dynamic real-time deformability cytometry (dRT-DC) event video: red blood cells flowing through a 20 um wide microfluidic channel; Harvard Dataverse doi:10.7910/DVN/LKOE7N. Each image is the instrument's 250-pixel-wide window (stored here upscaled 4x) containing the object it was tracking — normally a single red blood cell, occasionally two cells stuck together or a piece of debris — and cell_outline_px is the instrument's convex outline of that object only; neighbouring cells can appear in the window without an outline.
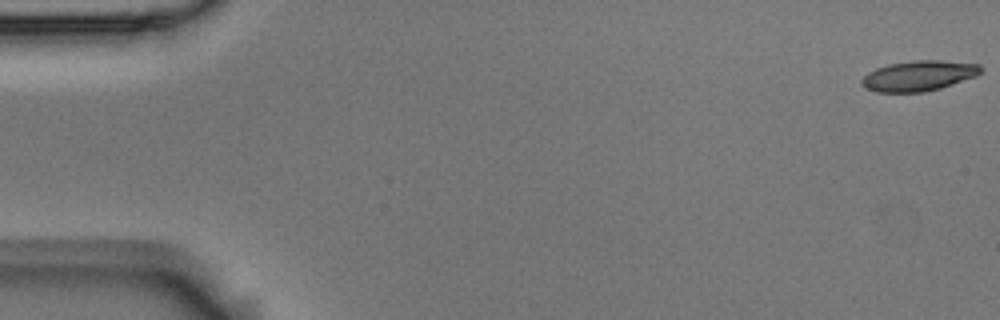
{"species": "Egyptian fruit bat (a non-hibernating species)", "species_latin": "Rousettus aegyptiacus", "temperature_condition": "room temperature", "stored_images_in_passage": 55, "camera_frame_rate_fps": 3000, "um_per_image_px": 0.085, "animal": {"sex": "male"}, "frame": {"image": 1, "passage_image": 1, "time_ms": 0.0, "image_size_px": [1000, 320], "cell_outline_px": [[984, 68], [976, 76], [940, 88], [924, 92], [876, 92], [860, 84], [860, 80], [868, 72], [876, 68], [888, 64], [912, 60], [940, 60], [980, 64]], "centroid_in_image_um": [78.09, 6.43], "position_along_channel_um": 6.9, "area_um2": 21.1}}
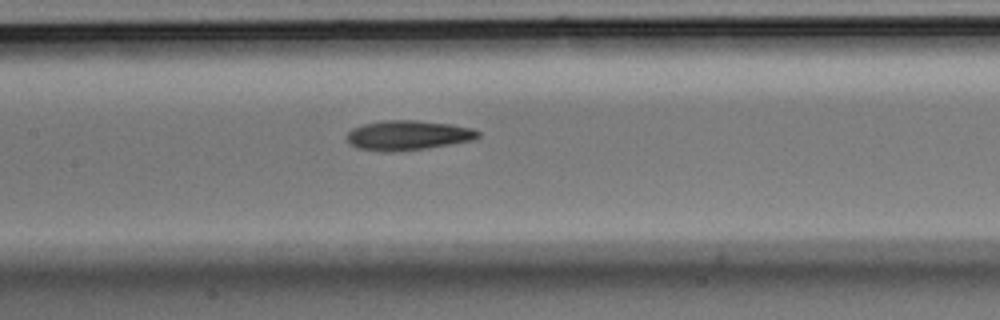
{"frame": {"image": 2, "passage_image": 26, "time_ms": 8.333, "image_size_px": [1000, 320], "cell_outline_px": [[480, 136], [472, 140], [428, 148], [392, 152], [380, 152], [356, 148], [348, 144], [344, 136], [352, 128], [364, 124], [384, 120], [416, 120], [452, 124], [472, 128], [480, 132]], "centroid_in_image_um": [34.61, 11.51], "position_along_channel_um": 172.8, "area_um2": 23.06}}
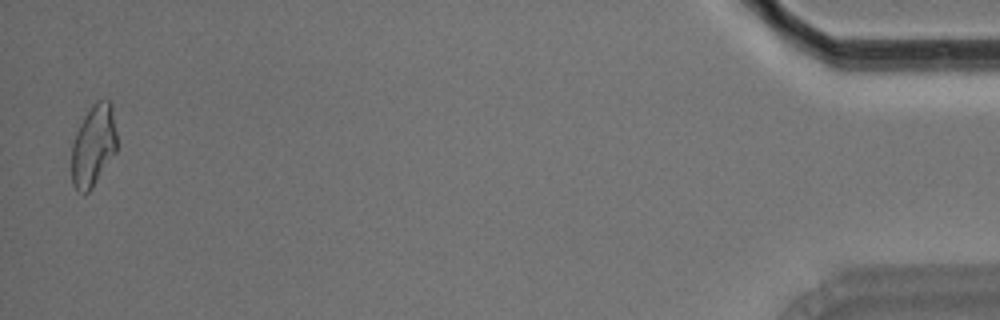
{"frame": {"image": 3, "passage_image": 54, "time_ms": 17.667, "image_size_px": [1000, 320], "cell_outline_px": [[116, 152], [92, 188], [88, 192], [76, 192], [72, 184], [72, 144], [76, 132], [84, 116], [92, 104], [100, 100], [108, 100], [112, 104], [116, 132]], "centroid_in_image_um": [7.94, 12.39], "position_along_channel_um": 427.3, "area_um2": 21.5}, "authors_computed_cell_mechanics": {"area_um2": 21.8484, "velocity_mm_per_s": 3.6973, "shape_relaxation_time_tau1_ms": 7.2589, "shape_relaxation_time_tau2_ms": 7.6473, "deformation_change_tau1": 0.1955, "deformation_change_tau2": 0.1833}}